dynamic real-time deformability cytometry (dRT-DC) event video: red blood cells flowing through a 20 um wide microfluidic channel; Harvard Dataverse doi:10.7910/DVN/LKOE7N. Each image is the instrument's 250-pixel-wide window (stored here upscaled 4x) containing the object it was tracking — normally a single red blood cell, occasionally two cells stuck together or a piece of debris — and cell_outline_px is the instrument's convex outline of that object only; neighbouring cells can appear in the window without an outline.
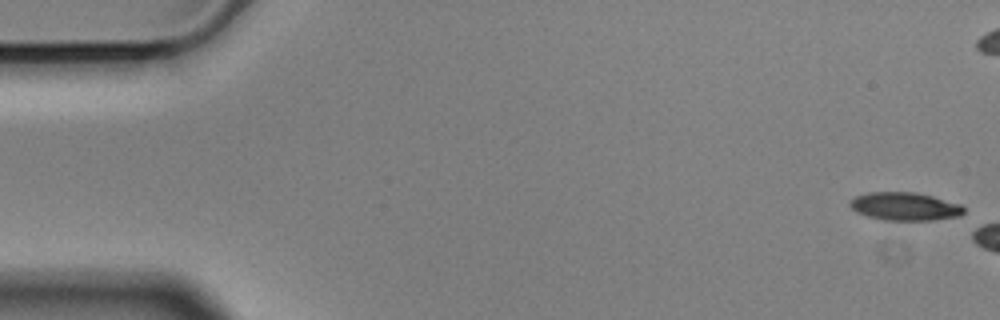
{"species": "Egyptian fruit bat (a non-hibernating species)", "species_latin": "Rousettus aegyptiacus", "temperature_condition": "cold", "stored_images_in_passage": 9, "camera_frame_rate_fps": 3000, "um_per_image_px": 0.085, "animal": {"sex": "male"}, "frame": {"image": 1, "passage_image": 1, "time_ms": 0.0, "image_size_px": [1000, 320], "cell_outline_px": [[964, 212], [960, 216], [932, 220], [884, 220], [868, 216], [856, 212], [848, 204], [856, 196], [868, 192], [916, 192], [932, 196], [960, 204], [964, 208]], "centroid_in_image_um": [76.91, 17.54], "position_along_channel_um": 8.1, "area_um2": 18.55}}